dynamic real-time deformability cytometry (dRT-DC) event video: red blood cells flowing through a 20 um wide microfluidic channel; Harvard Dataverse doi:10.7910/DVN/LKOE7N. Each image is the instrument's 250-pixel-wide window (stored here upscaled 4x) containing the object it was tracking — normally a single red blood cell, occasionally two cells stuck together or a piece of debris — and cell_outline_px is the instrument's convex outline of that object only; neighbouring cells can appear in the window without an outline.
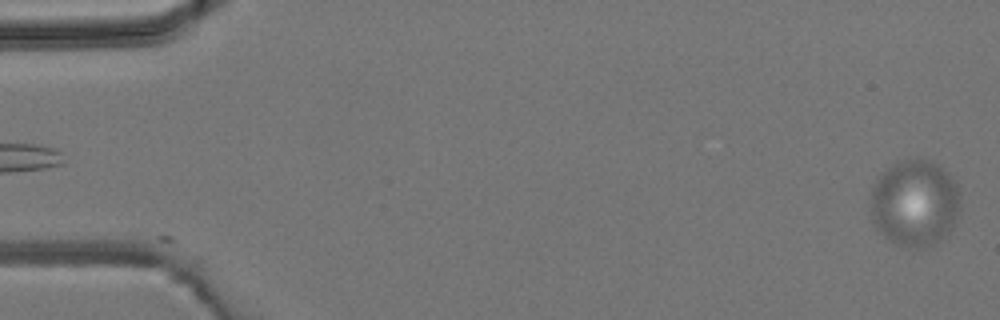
{"species": "common noctule bat (a hibernating species)", "species_latin": "Nyctalus noctula", "temperature_condition": "room temperature", "stored_images_in_passage": 5, "camera_frame_rate_fps": 3000, "um_per_image_px": 0.085, "animal": {"sex": "male", "body_mass_g": 19.2, "forearm_length_mm": 51.8}, "frame": {"image": 1, "passage_image": 5, "time_ms": 4.667, "image_size_px": [1000, 320], "cell_outline_px": [[960, 212], [952, 228], [940, 240], [924, 248], [916, 248], [896, 244], [888, 240], [872, 224], [872, 188], [880, 172], [892, 164], [904, 160], [928, 160], [940, 164], [948, 172], [956, 184], [960, 196]], "centroid_in_image_um": [77.77, 17.26], "position_along_channel_um": 7.2, "area_um2": 45.6}}